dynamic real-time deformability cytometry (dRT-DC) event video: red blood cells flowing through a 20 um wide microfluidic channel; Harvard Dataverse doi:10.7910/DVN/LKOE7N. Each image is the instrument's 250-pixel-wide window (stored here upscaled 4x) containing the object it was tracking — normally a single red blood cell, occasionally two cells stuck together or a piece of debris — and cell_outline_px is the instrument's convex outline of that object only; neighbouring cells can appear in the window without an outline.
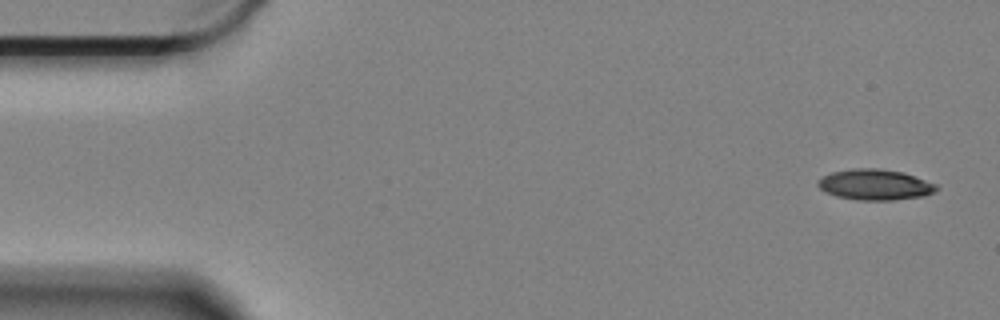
{"species": "Egyptian fruit bat (a non-hibernating species)", "species_latin": "Rousettus aegyptiacus", "temperature_condition": "cold", "stored_images_in_passage": 59, "camera_frame_rate_fps": 3000, "um_per_image_px": 0.085, "animal": {"sex": "female"}, "frame": {"image": 1, "passage_image": 1, "time_ms": 0.0, "image_size_px": [1000, 320], "cell_outline_px": [[940, 188], [936, 192], [924, 196], [892, 200], [856, 200], [836, 196], [824, 192], [816, 184], [816, 180], [832, 172], [852, 168], [880, 168], [904, 172], [936, 184]], "centroid_in_image_um": [74.38, 15.69], "position_along_channel_um": 10.6, "area_um2": 21.5}}
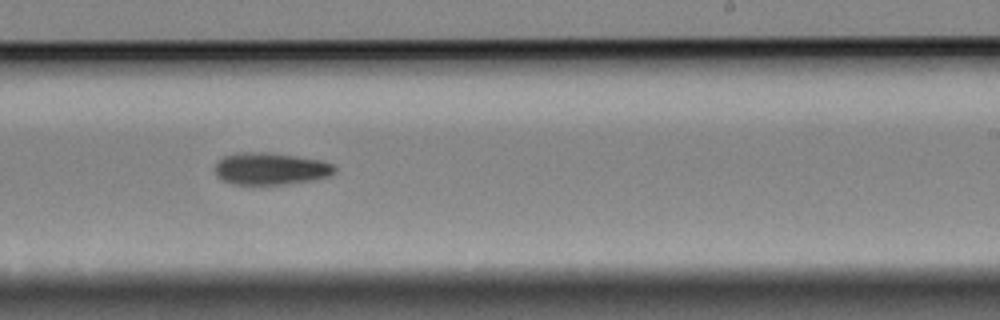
{"frame": {"image": 2, "passage_image": 34, "time_ms": 11.0, "image_size_px": [1000, 320], "cell_outline_px": [[336, 172], [332, 176], [316, 180], [288, 184], [232, 184], [216, 176], [216, 164], [224, 156], [244, 152], [260, 152], [292, 156], [320, 160], [332, 164], [336, 168]], "centroid_in_image_um": [23.05, 14.36], "position_along_channel_um": 265.9, "area_um2": 22.2}}
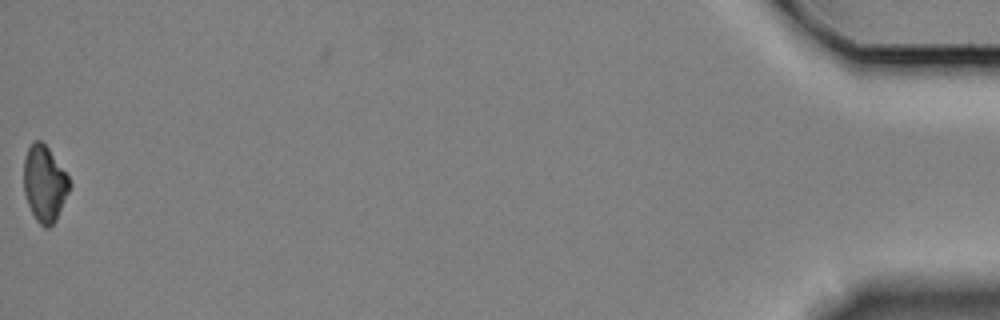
{"frame": {"image": 3, "passage_image": 58, "time_ms": 19.0, "image_size_px": [1000, 320], "cell_outline_px": [[72, 184], [56, 220], [48, 228], [44, 228], [36, 220], [28, 204], [24, 192], [24, 160], [28, 148], [32, 140], [40, 140], [48, 148], [68, 176]], "centroid_in_image_um": [3.78, 15.61], "position_along_channel_um": 431.4, "area_um2": 20.17}, "authors_computed_cell_mechanics": {"area_um2": 21.7906, "velocity_mm_per_s": 3.3157, "shape_relaxation_time_tau1_ms": 5.2671, "shape_relaxation_time_tau2_ms": null, "deformation_change_tau1": 0.1197, "deformation_change_tau2": null}}